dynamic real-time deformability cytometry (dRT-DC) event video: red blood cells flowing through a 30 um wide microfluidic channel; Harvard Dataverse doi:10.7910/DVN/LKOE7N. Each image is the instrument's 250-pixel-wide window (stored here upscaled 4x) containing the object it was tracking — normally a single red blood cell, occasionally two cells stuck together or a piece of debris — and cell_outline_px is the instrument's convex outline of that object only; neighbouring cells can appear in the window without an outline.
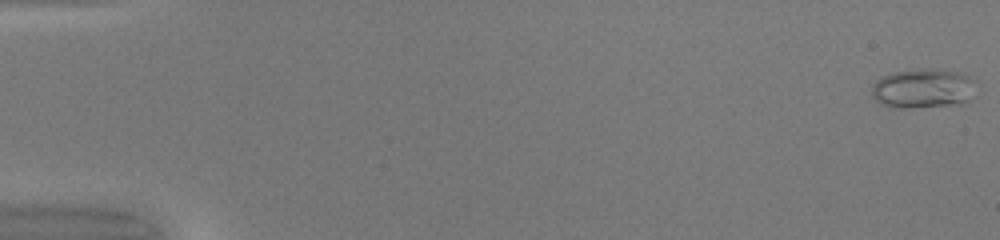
{"species": "common noctule bat (a hibernating species)", "species_latin": "Nyctalus noctula", "temperature_condition": "warm", "stored_images_in_passage": 50, "camera_frame_rate_fps": 3000, "um_per_image_px": 0.085, "animal": {"sex": "female", "body_mass_g": 20.0, "forearm_length_mm": 54.0}, "frame": {"image": 1, "passage_image": 1, "time_ms": 0.0, "image_size_px": [1000, 240], "cell_outline_px": [[976, 96], [964, 104], [912, 108], [892, 108], [876, 100], [872, 96], [872, 84], [880, 76], [892, 72], [924, 68], [932, 68], [960, 72], [976, 80]], "centroid_in_image_um": [78.52, 7.52], "position_along_channel_um": 6.5, "area_um2": 24.85}}
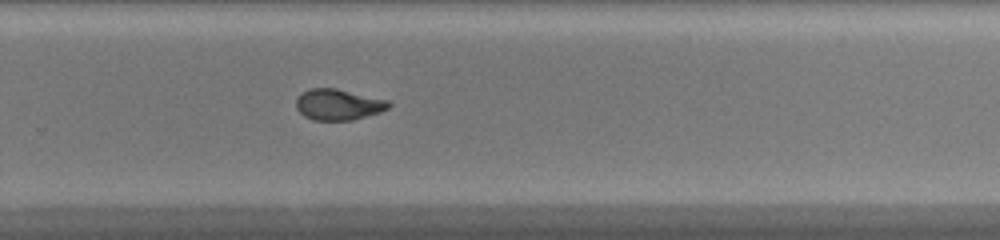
{"frame": {"image": 2, "passage_image": 34, "time_ms": 11.0, "image_size_px": [1000, 240], "cell_outline_px": [[392, 104], [388, 108], [380, 112], [352, 120], [312, 120], [304, 116], [296, 108], [296, 100], [304, 92], [312, 88], [336, 88], [388, 100]], "centroid_in_image_um": [28.77, 8.89], "position_along_channel_um": 301.0, "area_um2": 16.59}}
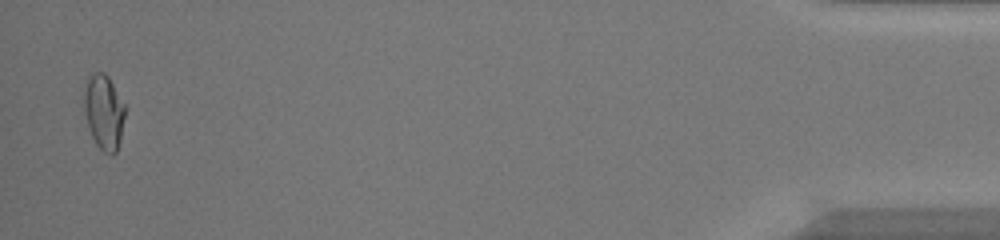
{"frame": {"image": 3, "passage_image": 49, "time_ms": 16.0, "image_size_px": [1000, 240], "cell_outline_px": [[124, 116], [120, 140], [116, 152], [112, 156], [104, 152], [96, 144], [88, 128], [84, 108], [84, 80], [92, 72], [104, 72], [108, 76], [124, 104]], "centroid_in_image_um": [8.8, 9.49], "position_along_channel_um": 426.4, "area_um2": 17.92}, "authors_computed_cell_mechanics": {"area_um2": 17.8024, "velocity_mm_per_s": 4.2224, "shape_relaxation_time_tau1_ms": null, "shape_relaxation_time_tau2_ms": 4.5845, "deformation_change_tau1": null, "deformation_change_tau2": 0.0801}}